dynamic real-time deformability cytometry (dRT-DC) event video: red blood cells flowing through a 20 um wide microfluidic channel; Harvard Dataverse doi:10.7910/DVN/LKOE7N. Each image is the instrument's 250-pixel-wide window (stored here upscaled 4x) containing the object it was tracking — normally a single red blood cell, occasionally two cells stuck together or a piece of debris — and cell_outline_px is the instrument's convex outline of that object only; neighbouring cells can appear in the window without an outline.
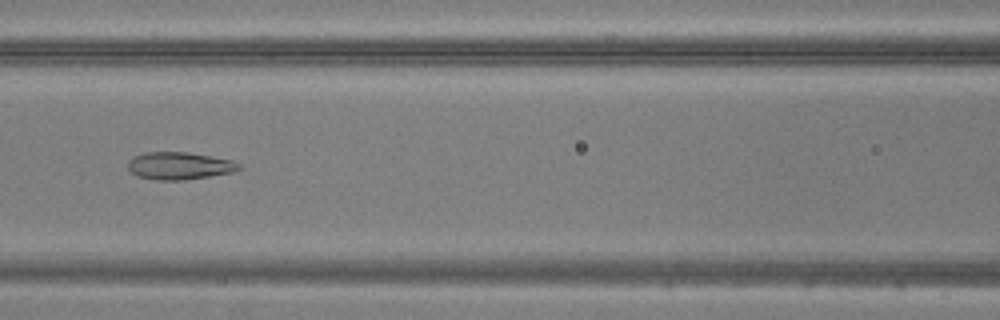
{"species": "common noctule bat (a hibernating species)", "species_latin": "Nyctalus noctula", "temperature_condition": "warm", "stored_images_in_passage": 50, "camera_frame_rate_fps": 3000, "um_per_image_px": 0.085, "animal": {"sex": "male", "body_mass_g": 20.5, "forearm_length_mm": 52.5}, "frame": {"image": 1, "passage_image": 23, "time_ms": 7.333, "image_size_px": [1000, 320], "cell_outline_px": [[240, 168], [232, 172], [184, 180], [160, 180], [136, 176], [128, 168], [128, 160], [132, 156], [144, 152], [188, 152], [232, 160], [240, 164]], "centroid_in_image_um": [15.2, 14.08], "position_along_channel_um": 151.4, "area_um2": 17.69}}
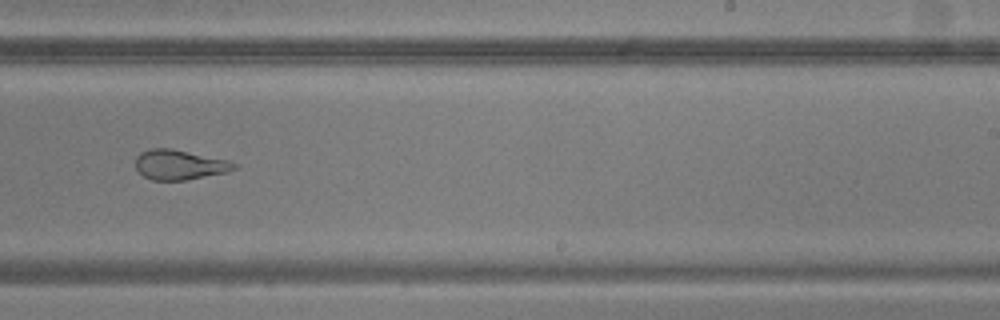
{"frame": {"image": 2, "passage_image": 32, "time_ms": 10.333, "image_size_px": [1000, 320], "cell_outline_px": [[240, 168], [228, 172], [184, 180], [152, 180], [144, 176], [136, 168], [136, 156], [140, 152], [152, 148], [172, 148], [228, 160], [240, 164]], "centroid_in_image_um": [15.31, 14.0], "position_along_channel_um": 273.7, "area_um2": 17.34}}
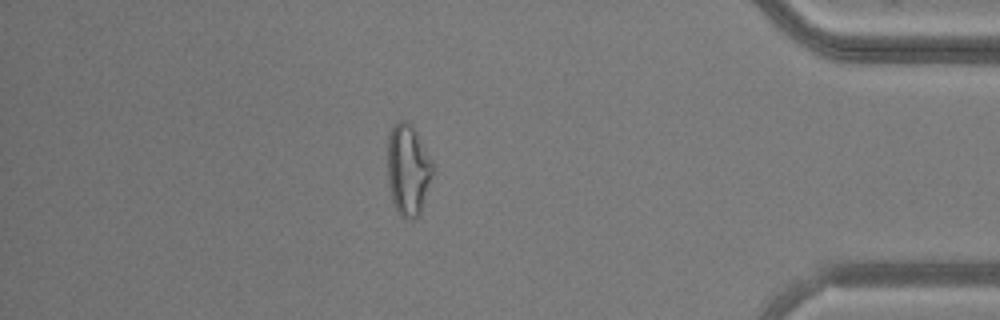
{"frame": {"image": 3, "passage_image": 44, "time_ms": 14.333, "image_size_px": [1000, 320], "cell_outline_px": [[432, 172], [420, 212], [412, 220], [400, 216], [396, 212], [392, 200], [388, 184], [388, 136], [392, 128], [400, 120], [404, 120], [412, 124], [432, 160]], "centroid_in_image_um": [34.66, 14.42], "position_along_channel_um": 400.5, "area_um2": 23.7}}